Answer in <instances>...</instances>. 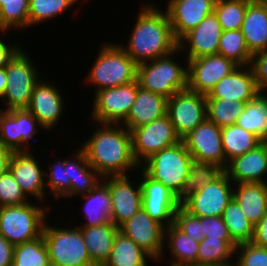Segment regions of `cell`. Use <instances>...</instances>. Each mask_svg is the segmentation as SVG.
Returning a JSON list of instances; mask_svg holds the SVG:
<instances>
[{
    "instance_id": "603a6c76",
    "label": "cell",
    "mask_w": 267,
    "mask_h": 266,
    "mask_svg": "<svg viewBox=\"0 0 267 266\" xmlns=\"http://www.w3.org/2000/svg\"><path fill=\"white\" fill-rule=\"evenodd\" d=\"M224 172L233 184L266 183L267 154L263 145L259 144L253 150L230 160Z\"/></svg>"
},
{
    "instance_id": "4fadbf2b",
    "label": "cell",
    "mask_w": 267,
    "mask_h": 266,
    "mask_svg": "<svg viewBox=\"0 0 267 266\" xmlns=\"http://www.w3.org/2000/svg\"><path fill=\"white\" fill-rule=\"evenodd\" d=\"M238 67L220 54H212L187 61V88L208 95L214 86Z\"/></svg>"
},
{
    "instance_id": "e0dca14e",
    "label": "cell",
    "mask_w": 267,
    "mask_h": 266,
    "mask_svg": "<svg viewBox=\"0 0 267 266\" xmlns=\"http://www.w3.org/2000/svg\"><path fill=\"white\" fill-rule=\"evenodd\" d=\"M102 181L108 186L111 195V222L119 227L142 208L140 182L135 188L128 175L107 176Z\"/></svg>"
},
{
    "instance_id": "8d00e7d4",
    "label": "cell",
    "mask_w": 267,
    "mask_h": 266,
    "mask_svg": "<svg viewBox=\"0 0 267 266\" xmlns=\"http://www.w3.org/2000/svg\"><path fill=\"white\" fill-rule=\"evenodd\" d=\"M224 173V168L208 162L192 161L182 188V200L205 185L214 182Z\"/></svg>"
},
{
    "instance_id": "f6af8a7d",
    "label": "cell",
    "mask_w": 267,
    "mask_h": 266,
    "mask_svg": "<svg viewBox=\"0 0 267 266\" xmlns=\"http://www.w3.org/2000/svg\"><path fill=\"white\" fill-rule=\"evenodd\" d=\"M6 112L18 123L19 135H21V151H30L27 143L36 135L38 126L43 128L42 125L27 109L7 110Z\"/></svg>"
},
{
    "instance_id": "b9f144b4",
    "label": "cell",
    "mask_w": 267,
    "mask_h": 266,
    "mask_svg": "<svg viewBox=\"0 0 267 266\" xmlns=\"http://www.w3.org/2000/svg\"><path fill=\"white\" fill-rule=\"evenodd\" d=\"M79 0H29V27L56 18ZM81 1V0H80ZM84 1V0H83Z\"/></svg>"
},
{
    "instance_id": "6f0895ef",
    "label": "cell",
    "mask_w": 267,
    "mask_h": 266,
    "mask_svg": "<svg viewBox=\"0 0 267 266\" xmlns=\"http://www.w3.org/2000/svg\"><path fill=\"white\" fill-rule=\"evenodd\" d=\"M261 144L263 145V147H264V149H265V151H266V154H267V138L261 140Z\"/></svg>"
},
{
    "instance_id": "d6986e66",
    "label": "cell",
    "mask_w": 267,
    "mask_h": 266,
    "mask_svg": "<svg viewBox=\"0 0 267 266\" xmlns=\"http://www.w3.org/2000/svg\"><path fill=\"white\" fill-rule=\"evenodd\" d=\"M32 151L13 152L9 161L8 170L20 185L23 193L43 201L46 197L45 170H41Z\"/></svg>"
},
{
    "instance_id": "74e56055",
    "label": "cell",
    "mask_w": 267,
    "mask_h": 266,
    "mask_svg": "<svg viewBox=\"0 0 267 266\" xmlns=\"http://www.w3.org/2000/svg\"><path fill=\"white\" fill-rule=\"evenodd\" d=\"M245 102L223 99H206L207 120L219 127L236 124L244 111Z\"/></svg>"
},
{
    "instance_id": "681fc988",
    "label": "cell",
    "mask_w": 267,
    "mask_h": 266,
    "mask_svg": "<svg viewBox=\"0 0 267 266\" xmlns=\"http://www.w3.org/2000/svg\"><path fill=\"white\" fill-rule=\"evenodd\" d=\"M255 78V84L259 93L267 90V50L253 55L250 64ZM265 91V92H264Z\"/></svg>"
},
{
    "instance_id": "9c48e42d",
    "label": "cell",
    "mask_w": 267,
    "mask_h": 266,
    "mask_svg": "<svg viewBox=\"0 0 267 266\" xmlns=\"http://www.w3.org/2000/svg\"><path fill=\"white\" fill-rule=\"evenodd\" d=\"M130 133L133 155L139 166L153 154L181 141L167 114L146 125L133 128Z\"/></svg>"
},
{
    "instance_id": "e575fe53",
    "label": "cell",
    "mask_w": 267,
    "mask_h": 266,
    "mask_svg": "<svg viewBox=\"0 0 267 266\" xmlns=\"http://www.w3.org/2000/svg\"><path fill=\"white\" fill-rule=\"evenodd\" d=\"M223 221L231 240L236 244L251 242L254 235V225L246 218L237 202L232 198L224 209Z\"/></svg>"
},
{
    "instance_id": "277c9868",
    "label": "cell",
    "mask_w": 267,
    "mask_h": 266,
    "mask_svg": "<svg viewBox=\"0 0 267 266\" xmlns=\"http://www.w3.org/2000/svg\"><path fill=\"white\" fill-rule=\"evenodd\" d=\"M85 81L95 92L129 84L136 80L137 64L119 44H103ZM90 82V83H89Z\"/></svg>"
},
{
    "instance_id": "836d02e7",
    "label": "cell",
    "mask_w": 267,
    "mask_h": 266,
    "mask_svg": "<svg viewBox=\"0 0 267 266\" xmlns=\"http://www.w3.org/2000/svg\"><path fill=\"white\" fill-rule=\"evenodd\" d=\"M244 130L255 134L261 140L267 138V94L258 93L246 102L244 111L236 122Z\"/></svg>"
},
{
    "instance_id": "7bdbcfd3",
    "label": "cell",
    "mask_w": 267,
    "mask_h": 266,
    "mask_svg": "<svg viewBox=\"0 0 267 266\" xmlns=\"http://www.w3.org/2000/svg\"><path fill=\"white\" fill-rule=\"evenodd\" d=\"M64 164L65 158L64 160H55L53 164H48L49 172L45 171L44 173L45 187H50L48 193L54 195L56 199L70 197V179L67 178V167H64Z\"/></svg>"
},
{
    "instance_id": "44dd1931",
    "label": "cell",
    "mask_w": 267,
    "mask_h": 266,
    "mask_svg": "<svg viewBox=\"0 0 267 266\" xmlns=\"http://www.w3.org/2000/svg\"><path fill=\"white\" fill-rule=\"evenodd\" d=\"M55 86L41 79L34 86L27 108L46 131L56 127L64 112V97Z\"/></svg>"
},
{
    "instance_id": "680465c9",
    "label": "cell",
    "mask_w": 267,
    "mask_h": 266,
    "mask_svg": "<svg viewBox=\"0 0 267 266\" xmlns=\"http://www.w3.org/2000/svg\"><path fill=\"white\" fill-rule=\"evenodd\" d=\"M224 266H235V265L232 263V264H229V265H224Z\"/></svg>"
},
{
    "instance_id": "d6a6232c",
    "label": "cell",
    "mask_w": 267,
    "mask_h": 266,
    "mask_svg": "<svg viewBox=\"0 0 267 266\" xmlns=\"http://www.w3.org/2000/svg\"><path fill=\"white\" fill-rule=\"evenodd\" d=\"M148 258L151 259L145 251L118 231L109 258L103 266H148Z\"/></svg>"
},
{
    "instance_id": "816d5d0a",
    "label": "cell",
    "mask_w": 267,
    "mask_h": 266,
    "mask_svg": "<svg viewBox=\"0 0 267 266\" xmlns=\"http://www.w3.org/2000/svg\"><path fill=\"white\" fill-rule=\"evenodd\" d=\"M251 242L256 246L267 248V213L254 226V235Z\"/></svg>"
},
{
    "instance_id": "1f68e13d",
    "label": "cell",
    "mask_w": 267,
    "mask_h": 266,
    "mask_svg": "<svg viewBox=\"0 0 267 266\" xmlns=\"http://www.w3.org/2000/svg\"><path fill=\"white\" fill-rule=\"evenodd\" d=\"M236 244L231 239L205 237L199 242L197 266H224L231 264Z\"/></svg>"
},
{
    "instance_id": "6da1fadb",
    "label": "cell",
    "mask_w": 267,
    "mask_h": 266,
    "mask_svg": "<svg viewBox=\"0 0 267 266\" xmlns=\"http://www.w3.org/2000/svg\"><path fill=\"white\" fill-rule=\"evenodd\" d=\"M117 125L99 123L80 147L101 178L127 175L130 169H140L133 155L130 131L124 125Z\"/></svg>"
},
{
    "instance_id": "52a82bcc",
    "label": "cell",
    "mask_w": 267,
    "mask_h": 266,
    "mask_svg": "<svg viewBox=\"0 0 267 266\" xmlns=\"http://www.w3.org/2000/svg\"><path fill=\"white\" fill-rule=\"evenodd\" d=\"M42 235L51 266H95L78 226L56 228L46 221Z\"/></svg>"
},
{
    "instance_id": "30bf717a",
    "label": "cell",
    "mask_w": 267,
    "mask_h": 266,
    "mask_svg": "<svg viewBox=\"0 0 267 266\" xmlns=\"http://www.w3.org/2000/svg\"><path fill=\"white\" fill-rule=\"evenodd\" d=\"M137 79L129 84L95 92L92 119L98 123L120 124L127 118L139 88Z\"/></svg>"
},
{
    "instance_id": "11a10c76",
    "label": "cell",
    "mask_w": 267,
    "mask_h": 266,
    "mask_svg": "<svg viewBox=\"0 0 267 266\" xmlns=\"http://www.w3.org/2000/svg\"><path fill=\"white\" fill-rule=\"evenodd\" d=\"M12 151L0 142V174L8 170Z\"/></svg>"
},
{
    "instance_id": "8992f818",
    "label": "cell",
    "mask_w": 267,
    "mask_h": 266,
    "mask_svg": "<svg viewBox=\"0 0 267 266\" xmlns=\"http://www.w3.org/2000/svg\"><path fill=\"white\" fill-rule=\"evenodd\" d=\"M30 201L17 206L0 207V234L13 246L42 236L49 210Z\"/></svg>"
},
{
    "instance_id": "d4e9b609",
    "label": "cell",
    "mask_w": 267,
    "mask_h": 266,
    "mask_svg": "<svg viewBox=\"0 0 267 266\" xmlns=\"http://www.w3.org/2000/svg\"><path fill=\"white\" fill-rule=\"evenodd\" d=\"M167 101L166 97L139 87L130 112L121 124L129 131L146 125L167 114Z\"/></svg>"
},
{
    "instance_id": "ab89813d",
    "label": "cell",
    "mask_w": 267,
    "mask_h": 266,
    "mask_svg": "<svg viewBox=\"0 0 267 266\" xmlns=\"http://www.w3.org/2000/svg\"><path fill=\"white\" fill-rule=\"evenodd\" d=\"M24 27H29V0H0V31Z\"/></svg>"
},
{
    "instance_id": "9a60e30c",
    "label": "cell",
    "mask_w": 267,
    "mask_h": 266,
    "mask_svg": "<svg viewBox=\"0 0 267 266\" xmlns=\"http://www.w3.org/2000/svg\"><path fill=\"white\" fill-rule=\"evenodd\" d=\"M182 141L193 160L208 162L224 169L226 168L221 127L213 122L206 119L188 133Z\"/></svg>"
},
{
    "instance_id": "9f6ffc18",
    "label": "cell",
    "mask_w": 267,
    "mask_h": 266,
    "mask_svg": "<svg viewBox=\"0 0 267 266\" xmlns=\"http://www.w3.org/2000/svg\"><path fill=\"white\" fill-rule=\"evenodd\" d=\"M6 67L0 68V98L3 96L7 83Z\"/></svg>"
},
{
    "instance_id": "f35d334b",
    "label": "cell",
    "mask_w": 267,
    "mask_h": 266,
    "mask_svg": "<svg viewBox=\"0 0 267 266\" xmlns=\"http://www.w3.org/2000/svg\"><path fill=\"white\" fill-rule=\"evenodd\" d=\"M12 266H51L43 235L14 246Z\"/></svg>"
},
{
    "instance_id": "484cf974",
    "label": "cell",
    "mask_w": 267,
    "mask_h": 266,
    "mask_svg": "<svg viewBox=\"0 0 267 266\" xmlns=\"http://www.w3.org/2000/svg\"><path fill=\"white\" fill-rule=\"evenodd\" d=\"M237 185V187H236ZM233 199L255 226L267 213V183H238Z\"/></svg>"
},
{
    "instance_id": "ee69618b",
    "label": "cell",
    "mask_w": 267,
    "mask_h": 266,
    "mask_svg": "<svg viewBox=\"0 0 267 266\" xmlns=\"http://www.w3.org/2000/svg\"><path fill=\"white\" fill-rule=\"evenodd\" d=\"M9 170L0 174V207L17 206L28 201Z\"/></svg>"
},
{
    "instance_id": "7c38bea8",
    "label": "cell",
    "mask_w": 267,
    "mask_h": 266,
    "mask_svg": "<svg viewBox=\"0 0 267 266\" xmlns=\"http://www.w3.org/2000/svg\"><path fill=\"white\" fill-rule=\"evenodd\" d=\"M224 172L214 182L185 197L180 205L198 217L222 216L224 209L233 198L234 184Z\"/></svg>"
},
{
    "instance_id": "ac0fdd59",
    "label": "cell",
    "mask_w": 267,
    "mask_h": 266,
    "mask_svg": "<svg viewBox=\"0 0 267 266\" xmlns=\"http://www.w3.org/2000/svg\"><path fill=\"white\" fill-rule=\"evenodd\" d=\"M216 0H169L166 8L173 36L178 42L214 12Z\"/></svg>"
},
{
    "instance_id": "3957f363",
    "label": "cell",
    "mask_w": 267,
    "mask_h": 266,
    "mask_svg": "<svg viewBox=\"0 0 267 266\" xmlns=\"http://www.w3.org/2000/svg\"><path fill=\"white\" fill-rule=\"evenodd\" d=\"M193 158L181 140L148 158L140 168L153 180L162 183L182 201V188Z\"/></svg>"
},
{
    "instance_id": "cb8c5ba5",
    "label": "cell",
    "mask_w": 267,
    "mask_h": 266,
    "mask_svg": "<svg viewBox=\"0 0 267 266\" xmlns=\"http://www.w3.org/2000/svg\"><path fill=\"white\" fill-rule=\"evenodd\" d=\"M240 30L252 55L267 50V3L264 0H252L247 5Z\"/></svg>"
},
{
    "instance_id": "c3c4849f",
    "label": "cell",
    "mask_w": 267,
    "mask_h": 266,
    "mask_svg": "<svg viewBox=\"0 0 267 266\" xmlns=\"http://www.w3.org/2000/svg\"><path fill=\"white\" fill-rule=\"evenodd\" d=\"M174 224L197 242L205 238L201 229V217L189 213L181 205L176 209Z\"/></svg>"
},
{
    "instance_id": "bcb514c9",
    "label": "cell",
    "mask_w": 267,
    "mask_h": 266,
    "mask_svg": "<svg viewBox=\"0 0 267 266\" xmlns=\"http://www.w3.org/2000/svg\"><path fill=\"white\" fill-rule=\"evenodd\" d=\"M0 142L12 152H21L18 123L2 109L0 110Z\"/></svg>"
},
{
    "instance_id": "d590c367",
    "label": "cell",
    "mask_w": 267,
    "mask_h": 266,
    "mask_svg": "<svg viewBox=\"0 0 267 266\" xmlns=\"http://www.w3.org/2000/svg\"><path fill=\"white\" fill-rule=\"evenodd\" d=\"M217 54L223 55L238 66H249L253 57L240 29L222 31Z\"/></svg>"
},
{
    "instance_id": "60d3db41",
    "label": "cell",
    "mask_w": 267,
    "mask_h": 266,
    "mask_svg": "<svg viewBox=\"0 0 267 266\" xmlns=\"http://www.w3.org/2000/svg\"><path fill=\"white\" fill-rule=\"evenodd\" d=\"M252 0H216L214 13L218 18L222 31L241 29L247 10Z\"/></svg>"
},
{
    "instance_id": "4dcf8cb0",
    "label": "cell",
    "mask_w": 267,
    "mask_h": 266,
    "mask_svg": "<svg viewBox=\"0 0 267 266\" xmlns=\"http://www.w3.org/2000/svg\"><path fill=\"white\" fill-rule=\"evenodd\" d=\"M221 134L226 166L233 158L241 156L261 144L258 136L237 124L221 127Z\"/></svg>"
},
{
    "instance_id": "ffe728a7",
    "label": "cell",
    "mask_w": 267,
    "mask_h": 266,
    "mask_svg": "<svg viewBox=\"0 0 267 266\" xmlns=\"http://www.w3.org/2000/svg\"><path fill=\"white\" fill-rule=\"evenodd\" d=\"M221 34V25L213 12L206 16L196 28L189 31L178 41V49L182 53L183 51L185 52L188 46V53L186 54L188 57L186 58L187 61L217 54Z\"/></svg>"
},
{
    "instance_id": "7402d4cb",
    "label": "cell",
    "mask_w": 267,
    "mask_h": 266,
    "mask_svg": "<svg viewBox=\"0 0 267 266\" xmlns=\"http://www.w3.org/2000/svg\"><path fill=\"white\" fill-rule=\"evenodd\" d=\"M259 93L251 66H238L222 78L206 95V99L249 102Z\"/></svg>"
},
{
    "instance_id": "5b68a950",
    "label": "cell",
    "mask_w": 267,
    "mask_h": 266,
    "mask_svg": "<svg viewBox=\"0 0 267 266\" xmlns=\"http://www.w3.org/2000/svg\"><path fill=\"white\" fill-rule=\"evenodd\" d=\"M179 52L177 48L167 56L138 64L136 79L139 86L167 99L187 89L188 68L180 66L173 58Z\"/></svg>"
},
{
    "instance_id": "f907efd6",
    "label": "cell",
    "mask_w": 267,
    "mask_h": 266,
    "mask_svg": "<svg viewBox=\"0 0 267 266\" xmlns=\"http://www.w3.org/2000/svg\"><path fill=\"white\" fill-rule=\"evenodd\" d=\"M202 234L214 239H231L222 216L201 217Z\"/></svg>"
},
{
    "instance_id": "4316f807",
    "label": "cell",
    "mask_w": 267,
    "mask_h": 266,
    "mask_svg": "<svg viewBox=\"0 0 267 266\" xmlns=\"http://www.w3.org/2000/svg\"><path fill=\"white\" fill-rule=\"evenodd\" d=\"M79 228L92 263L103 266L109 258L119 227L110 221L104 225Z\"/></svg>"
},
{
    "instance_id": "2e32d148",
    "label": "cell",
    "mask_w": 267,
    "mask_h": 266,
    "mask_svg": "<svg viewBox=\"0 0 267 266\" xmlns=\"http://www.w3.org/2000/svg\"><path fill=\"white\" fill-rule=\"evenodd\" d=\"M140 173L142 208L165 228L172 225L176 209L180 206L177 196L162 183L150 178L143 170Z\"/></svg>"
},
{
    "instance_id": "5bb4252c",
    "label": "cell",
    "mask_w": 267,
    "mask_h": 266,
    "mask_svg": "<svg viewBox=\"0 0 267 266\" xmlns=\"http://www.w3.org/2000/svg\"><path fill=\"white\" fill-rule=\"evenodd\" d=\"M164 230L165 227L152 219L143 208L119 226V232L130 238L154 261L161 260L165 250Z\"/></svg>"
},
{
    "instance_id": "7a4b0ae2",
    "label": "cell",
    "mask_w": 267,
    "mask_h": 266,
    "mask_svg": "<svg viewBox=\"0 0 267 266\" xmlns=\"http://www.w3.org/2000/svg\"><path fill=\"white\" fill-rule=\"evenodd\" d=\"M137 17L128 44H119L137 65L167 56L178 48L166 11L146 4Z\"/></svg>"
},
{
    "instance_id": "83f0119b",
    "label": "cell",
    "mask_w": 267,
    "mask_h": 266,
    "mask_svg": "<svg viewBox=\"0 0 267 266\" xmlns=\"http://www.w3.org/2000/svg\"><path fill=\"white\" fill-rule=\"evenodd\" d=\"M75 153L72 155L74 159H65L64 164L67 167V178L70 179V197L87 194L102 180L87 161L85 152L79 148Z\"/></svg>"
},
{
    "instance_id": "f546056e",
    "label": "cell",
    "mask_w": 267,
    "mask_h": 266,
    "mask_svg": "<svg viewBox=\"0 0 267 266\" xmlns=\"http://www.w3.org/2000/svg\"><path fill=\"white\" fill-rule=\"evenodd\" d=\"M166 241L173 257L170 266H197L199 242L186 235L174 223L164 230Z\"/></svg>"
},
{
    "instance_id": "7dc6e473",
    "label": "cell",
    "mask_w": 267,
    "mask_h": 266,
    "mask_svg": "<svg viewBox=\"0 0 267 266\" xmlns=\"http://www.w3.org/2000/svg\"><path fill=\"white\" fill-rule=\"evenodd\" d=\"M235 253L239 257L236 258L235 266H267V248L248 242L237 245Z\"/></svg>"
},
{
    "instance_id": "f1b7e54d",
    "label": "cell",
    "mask_w": 267,
    "mask_h": 266,
    "mask_svg": "<svg viewBox=\"0 0 267 266\" xmlns=\"http://www.w3.org/2000/svg\"><path fill=\"white\" fill-rule=\"evenodd\" d=\"M81 197L86 201L83 211L87 220L81 227L99 226L111 221V195L108 186L103 181H100L90 192Z\"/></svg>"
},
{
    "instance_id": "ba28073f",
    "label": "cell",
    "mask_w": 267,
    "mask_h": 266,
    "mask_svg": "<svg viewBox=\"0 0 267 266\" xmlns=\"http://www.w3.org/2000/svg\"><path fill=\"white\" fill-rule=\"evenodd\" d=\"M38 68L21 48L6 66L7 83L3 99L7 110L27 109L38 78ZM38 75V76H37Z\"/></svg>"
},
{
    "instance_id": "8fae6325",
    "label": "cell",
    "mask_w": 267,
    "mask_h": 266,
    "mask_svg": "<svg viewBox=\"0 0 267 266\" xmlns=\"http://www.w3.org/2000/svg\"><path fill=\"white\" fill-rule=\"evenodd\" d=\"M167 115L177 136L182 140L207 119L206 95L188 88L175 93L167 101Z\"/></svg>"
},
{
    "instance_id": "f5cc1de1",
    "label": "cell",
    "mask_w": 267,
    "mask_h": 266,
    "mask_svg": "<svg viewBox=\"0 0 267 266\" xmlns=\"http://www.w3.org/2000/svg\"><path fill=\"white\" fill-rule=\"evenodd\" d=\"M20 49L18 44L9 45L0 39V68L6 67Z\"/></svg>"
},
{
    "instance_id": "db71d44e",
    "label": "cell",
    "mask_w": 267,
    "mask_h": 266,
    "mask_svg": "<svg viewBox=\"0 0 267 266\" xmlns=\"http://www.w3.org/2000/svg\"><path fill=\"white\" fill-rule=\"evenodd\" d=\"M14 246L0 234V266H12Z\"/></svg>"
}]
</instances>
